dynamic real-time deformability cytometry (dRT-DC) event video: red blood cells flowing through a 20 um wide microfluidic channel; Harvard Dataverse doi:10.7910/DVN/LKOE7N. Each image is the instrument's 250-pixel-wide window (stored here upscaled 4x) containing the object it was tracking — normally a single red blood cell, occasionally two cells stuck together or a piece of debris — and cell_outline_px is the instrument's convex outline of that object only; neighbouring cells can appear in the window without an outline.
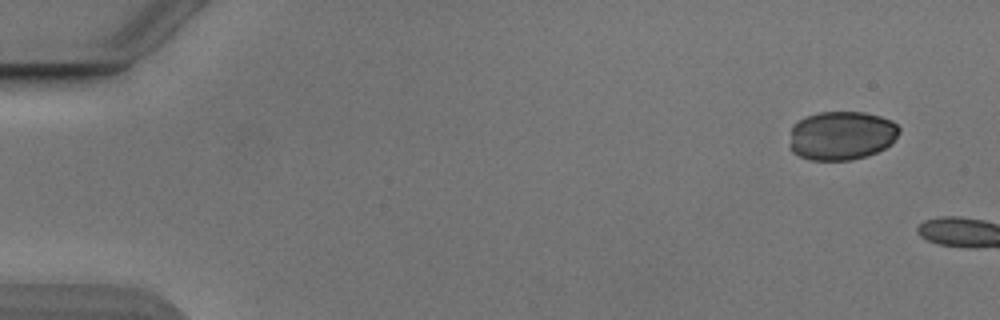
{"species": "Egyptian fruit bat (a non-hibernating species)", "species_latin": "Rousettus aegyptiacus", "temperature_condition": "cold", "stored_images_in_passage": 11, "camera_frame_rate_fps": 3000, "um_per_image_px": 0.085, "animal": {"sex": "male"}, "frame": {"image": 1, "passage_image": 1, "time_ms": 0.0, "image_size_px": [1000, 320], "cell_outline_px": [[900, 132], [892, 144], [876, 152], [864, 156], [848, 160], [812, 160], [800, 156], [792, 152], [788, 144], [792, 128], [804, 116], [816, 112], [864, 112], [880, 116], [892, 120], [900, 128]], "centroid_in_image_um": [71.53, 11.51], "position_along_channel_um": 13.5, "area_um2": 31.39}}